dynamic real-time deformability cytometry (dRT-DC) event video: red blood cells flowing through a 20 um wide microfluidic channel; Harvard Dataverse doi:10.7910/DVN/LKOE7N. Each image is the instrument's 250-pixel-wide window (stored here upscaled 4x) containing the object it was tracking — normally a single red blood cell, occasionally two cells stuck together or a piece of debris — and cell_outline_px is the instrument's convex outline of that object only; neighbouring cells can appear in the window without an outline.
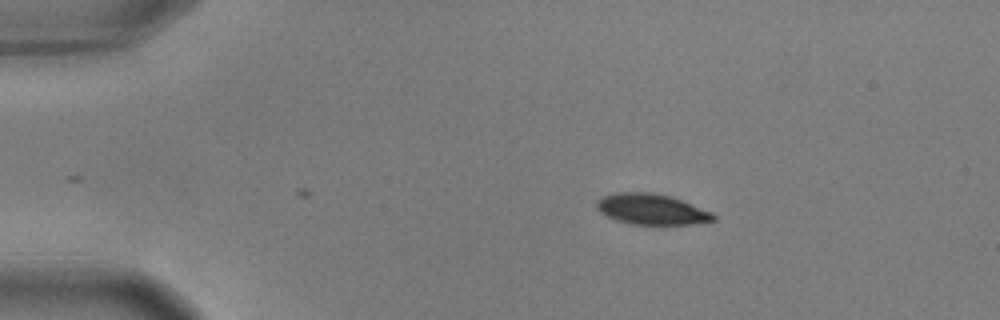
{"species": "common noctule bat (a hibernating species)", "species_latin": "Nyctalus noctula", "temperature_condition": "warm", "stored_images_in_passage": 9, "camera_frame_rate_fps": 3000, "um_per_image_px": 0.085, "animal": {"sex": "male", "body_mass_g": 17.9, "forearm_length_mm": 54.2}, "frame": {"image": 1, "passage_image": 1, "time_ms": 0.0, "image_size_px": [1000, 320], "cell_outline_px": [[716, 220], [692, 224], [632, 224], [616, 220], [600, 212], [596, 208], [596, 200], [604, 196], [616, 192], [652, 192], [668, 196], [680, 200], [712, 212], [716, 216]], "centroid_in_image_um": [55.36, 17.78], "position_along_channel_um": 29.6, "area_um2": 20.69}}